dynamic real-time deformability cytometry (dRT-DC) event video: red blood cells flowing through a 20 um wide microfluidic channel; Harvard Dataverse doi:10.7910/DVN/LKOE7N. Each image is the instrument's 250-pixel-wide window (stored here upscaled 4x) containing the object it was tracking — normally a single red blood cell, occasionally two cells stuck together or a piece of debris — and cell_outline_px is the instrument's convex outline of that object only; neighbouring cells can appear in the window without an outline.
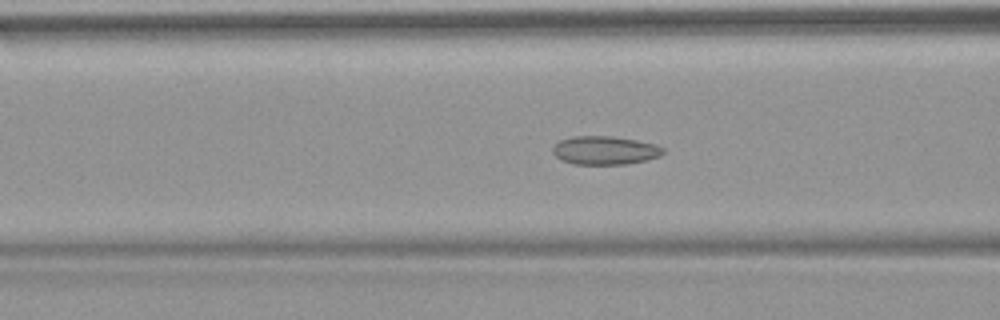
{"species": "common noctule bat (a hibernating species)", "species_latin": "Nyctalus noctula", "temperature_condition": "warm", "stored_images_in_passage": 54, "camera_frame_rate_fps": 3000, "um_per_image_px": 0.085, "animal": {"sex": "female", "body_mass_g": 18.4}, "frame": {"image": 1, "passage_image": 22, "time_ms": 7.0, "image_size_px": [1000, 320], "cell_outline_px": [[664, 152], [660, 156], [628, 164], [572, 164], [560, 160], [552, 152], [552, 148], [560, 140], [572, 136], [612, 136], [636, 140], [656, 144], [664, 148]], "centroid_in_image_um": [51.4, 12.78], "position_along_channel_um": 115.2, "area_um2": 18.38}}
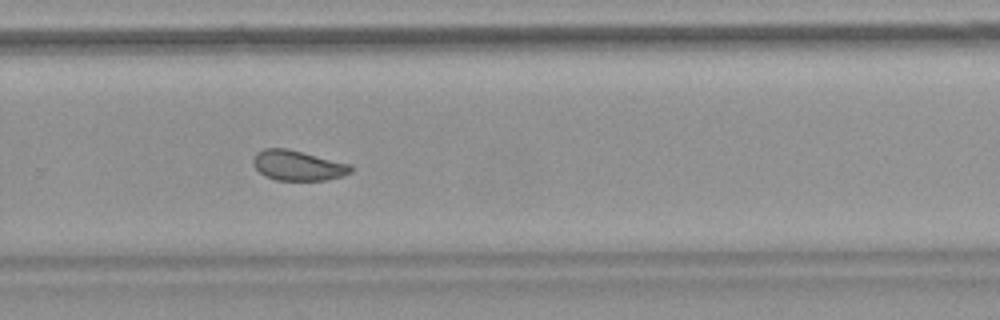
{"frame": {"image": 2, "passage_image": 37, "time_ms": 12.0, "image_size_px": [1000, 320], "cell_outline_px": [[356, 168], [352, 172], [344, 176], [328, 180], [276, 180], [264, 176], [252, 164], [252, 156], [256, 152], [264, 148], [288, 148], [352, 164]], "centroid_in_image_um": [25.35, 14.06], "position_along_channel_um": 304.4, "area_um2": 17.63}}
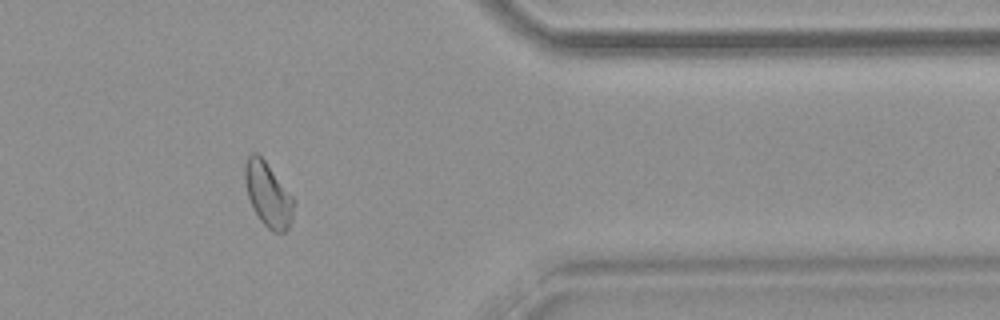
{"frame": {"image": 3, "passage_image": 45, "time_ms": 14.667, "image_size_px": [1000, 320], "cell_outline_px": [[296, 200], [292, 220], [288, 228], [284, 232], [272, 232], [260, 220], [248, 196], [244, 180], [244, 164], [248, 156], [252, 152], [256, 152], [264, 160]], "centroid_in_image_um": [22.8, 16.53], "position_along_channel_um": 388.6, "area_um2": 18.26}, "authors_computed_cell_mechanics": {"area_um2": 18.6405, "velocity_mm_per_s": 3.7982, "shape_relaxation_time_tau1_ms": null, "shape_relaxation_time_tau2_ms": 1.8644, "deformation_change_tau1": null, "deformation_change_tau2": 0.0706}}